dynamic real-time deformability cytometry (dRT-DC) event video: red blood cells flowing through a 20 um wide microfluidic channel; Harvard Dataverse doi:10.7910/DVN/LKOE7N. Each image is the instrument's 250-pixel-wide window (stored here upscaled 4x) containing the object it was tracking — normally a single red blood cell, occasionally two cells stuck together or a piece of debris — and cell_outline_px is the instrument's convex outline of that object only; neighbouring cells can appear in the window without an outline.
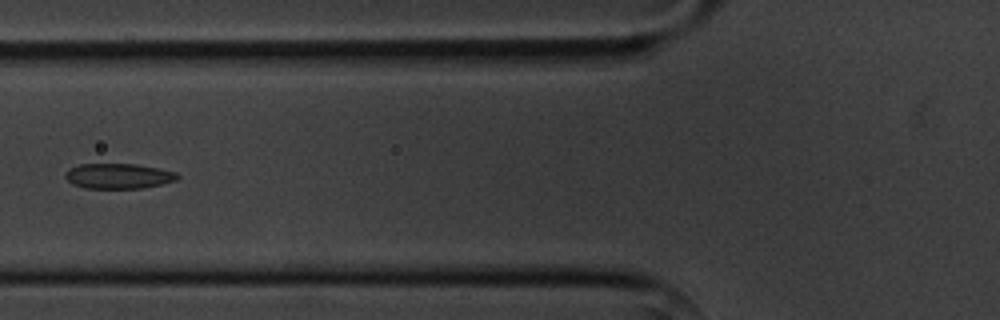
{"species": "common noctule bat (a hibernating species)", "species_latin": "Nyctalus noctula", "temperature_condition": "cold", "stored_images_in_passage": 8, "camera_frame_rate_fps": 3000, "um_per_image_px": 0.085, "animal": {"sex": "male", "body_mass_g": 20.1, "forearm_length_mm": 53.5}, "frame": {"image": 1, "passage_image": 5, "time_ms": 4.667, "image_size_px": [1000, 320], "cell_outline_px": [[180, 176], [176, 180], [160, 184], [140, 188], [84, 188], [72, 184], [64, 176], [68, 168], [80, 164], [136, 164], [160, 168], [176, 172]], "centroid_in_image_um": [10.05, 14.95], "position_along_channel_um": 115.7, "area_um2": 16.47}}
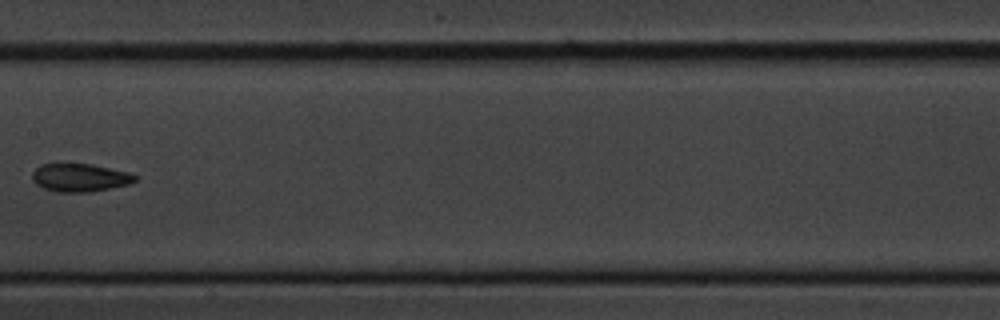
{"frame": {"image": 2, "passage_image": 7, "time_ms": 7.0, "image_size_px": [1000, 320], "cell_outline_px": [[136, 180], [128, 184], [88, 192], [60, 192], [44, 188], [36, 184], [32, 180], [32, 172], [40, 164], [92, 164], [128, 172], [136, 176]], "centroid_in_image_um": [6.75, 15.09], "position_along_channel_um": 200.6, "area_um2": 16.59}}
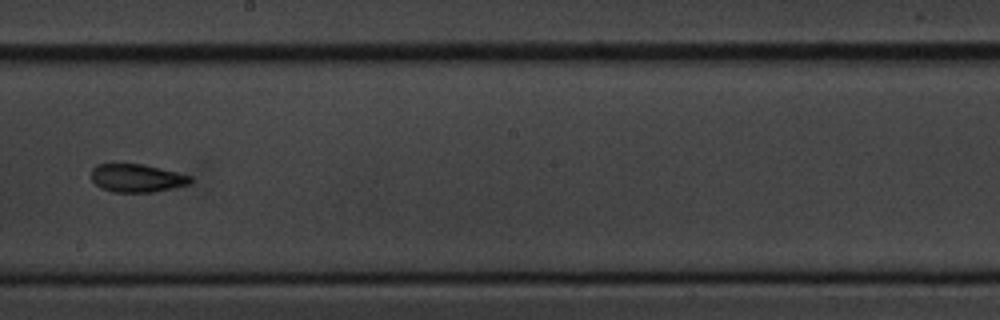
{"frame": {"image": 3, "passage_image": 8, "time_ms": 8.0, "image_size_px": [1000, 320], "cell_outline_px": [[192, 180], [188, 184], [172, 188], [152, 192], [112, 192], [100, 188], [92, 180], [92, 168], [96, 164], [144, 164], [192, 176]], "centroid_in_image_um": [11.61, 15.14], "position_along_channel_um": 236.6, "area_um2": 16.18}}